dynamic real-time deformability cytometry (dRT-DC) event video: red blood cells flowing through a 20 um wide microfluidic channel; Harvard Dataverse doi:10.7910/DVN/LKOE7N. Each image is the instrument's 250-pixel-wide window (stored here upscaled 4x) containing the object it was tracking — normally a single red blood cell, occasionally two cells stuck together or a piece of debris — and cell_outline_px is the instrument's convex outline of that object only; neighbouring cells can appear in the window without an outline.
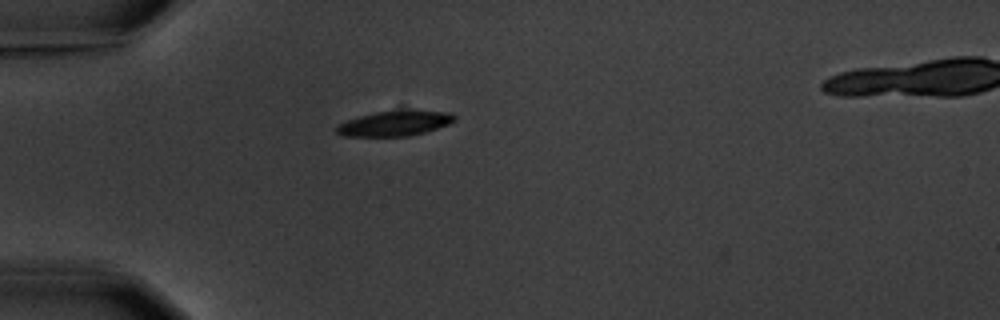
{"species": "common noctule bat (a hibernating species)", "species_latin": "Nyctalus noctula", "temperature_condition": "warm", "stored_images_in_passage": 2, "camera_frame_rate_fps": 3000, "um_per_image_px": 0.085, "animal": {"sex": "male", "body_mass_g": 20.1, "forearm_length_mm": 53.5}, "frame": {"image": 1, "passage_image": 1, "time_ms": 0.0, "image_size_px": [1000, 320], "cell_outline_px": [[456, 120], [448, 124], [424, 132], [408, 136], [344, 136], [336, 132], [336, 128], [340, 124], [348, 120], [360, 116], [376, 112], [416, 108], [452, 112], [456, 116]], "centroid_in_image_um": [33.65, 10.45], "position_along_channel_um": 51.4, "area_um2": 17.57}}